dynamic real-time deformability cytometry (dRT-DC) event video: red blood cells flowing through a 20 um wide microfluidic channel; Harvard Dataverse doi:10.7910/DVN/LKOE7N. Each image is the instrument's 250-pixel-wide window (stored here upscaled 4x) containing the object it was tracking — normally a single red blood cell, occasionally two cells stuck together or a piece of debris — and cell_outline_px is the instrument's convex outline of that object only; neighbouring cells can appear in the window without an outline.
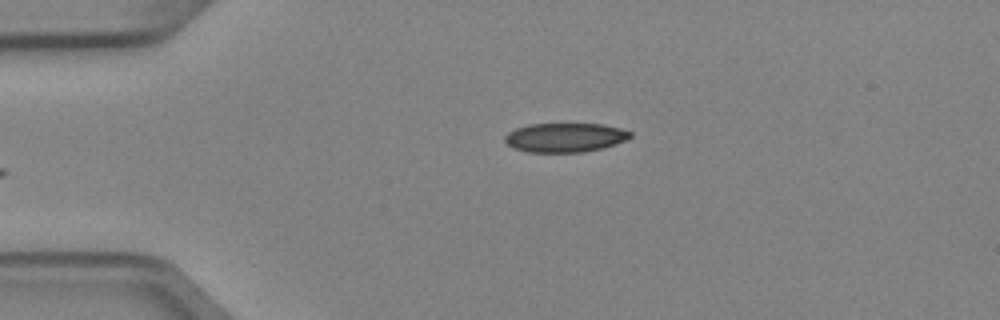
{"species": "Egyptian fruit bat (a non-hibernating species)", "species_latin": "Rousettus aegyptiacus", "temperature_condition": "cold", "stored_images_in_passage": 6, "camera_frame_rate_fps": 3000, "um_per_image_px": 0.085, "animal": {"sex": "female"}, "frame": {"image": 1, "passage_image": 6, "time_ms": 1.667, "image_size_px": [1000, 320], "cell_outline_px": [[632, 136], [628, 140], [600, 148], [584, 152], [528, 152], [512, 148], [504, 140], [504, 136], [508, 132], [516, 128], [528, 124], [604, 124], [620, 128], [632, 132]], "centroid_in_image_um": [48.02, 11.68], "position_along_channel_um": 37.0, "area_um2": 21.39}}